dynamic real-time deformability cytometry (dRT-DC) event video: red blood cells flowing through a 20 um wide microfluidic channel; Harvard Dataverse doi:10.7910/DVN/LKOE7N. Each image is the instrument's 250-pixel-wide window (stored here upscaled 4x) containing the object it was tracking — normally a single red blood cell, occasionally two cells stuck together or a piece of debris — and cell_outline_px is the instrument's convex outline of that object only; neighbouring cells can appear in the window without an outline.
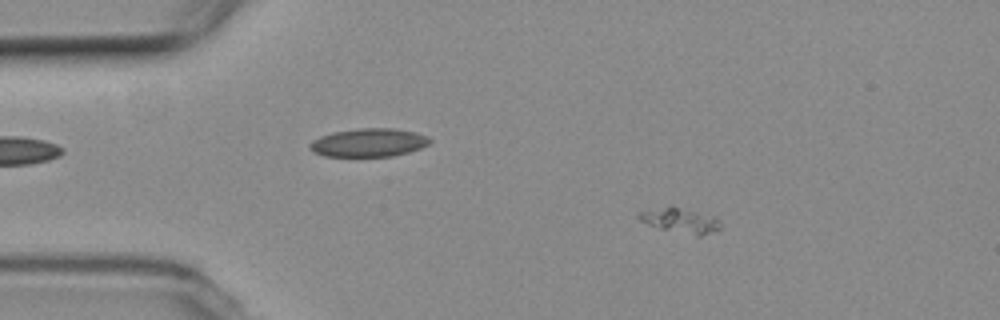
{"species": "common noctule bat (a hibernating species)", "species_latin": "Nyctalus noctula", "temperature_condition": "room temperature", "stored_images_in_passage": 5, "camera_frame_rate_fps": 3000, "um_per_image_px": 0.085, "animal": {"sex": "female", "body_mass_g": 19.3, "forearm_length_mm": 54.1}, "frame": {"image": 1, "passage_image": 1, "time_ms": 0.0, "image_size_px": [1000, 320], "cell_outline_px": [[720, 228], [716, 232], [700, 236], [696, 236], [660, 228], [648, 224], [640, 220], [636, 216], [636, 212], [668, 208], [676, 208], [712, 216], [720, 220]], "centroid_in_image_um": [57.86, 18.8], "position_along_channel_um": 27.1, "area_um2": 11.27}}